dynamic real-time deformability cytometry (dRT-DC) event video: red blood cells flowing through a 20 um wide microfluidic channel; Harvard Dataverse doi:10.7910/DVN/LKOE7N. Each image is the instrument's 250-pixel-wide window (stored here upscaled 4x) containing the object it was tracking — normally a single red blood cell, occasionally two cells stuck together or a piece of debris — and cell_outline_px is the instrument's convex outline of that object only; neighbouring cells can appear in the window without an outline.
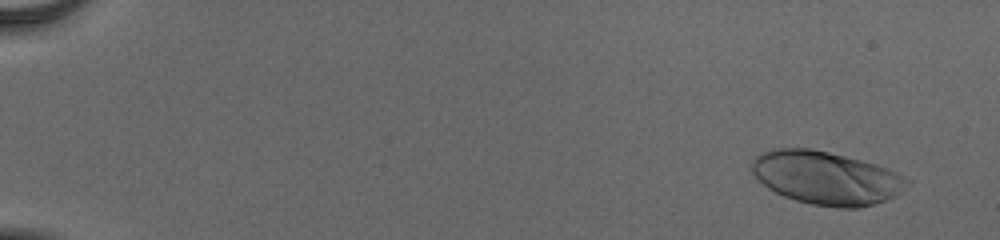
{"species": "human", "species_latin": "Homo sapiens", "temperature_condition": "cold", "stored_images_in_passage": 55, "camera_frame_rate_fps": 3000, "um_per_image_px": 0.085, "donor": {"sex": "male"}, "frame": {"image": 1, "passage_image": 4, "time_ms": 1.0, "image_size_px": [1000, 240], "cell_outline_px": [[912, 184], [896, 196], [888, 200], [860, 208], [840, 208], [812, 204], [796, 200], [784, 196], [768, 188], [752, 172], [752, 160], [760, 152], [772, 148], [812, 148], [876, 164], [896, 172], [912, 180]], "centroid_in_image_um": [70.28, 15.12], "position_along_channel_um": 14.7, "area_um2": 48.38}}
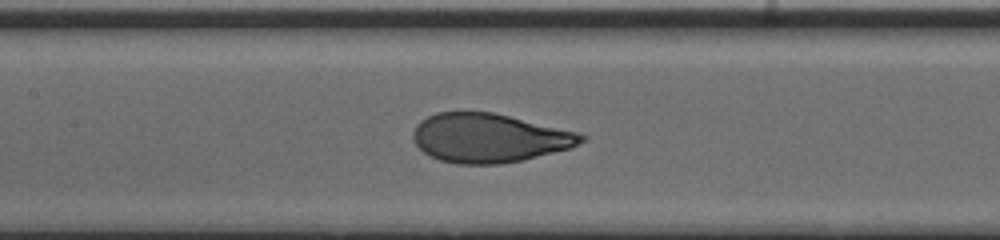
{"frame": {"image": 2, "passage_image": 29, "time_ms": 9.333, "image_size_px": [1000, 240], "cell_outline_px": [[588, 136], [584, 140], [572, 148], [524, 160], [500, 164], [460, 164], [440, 160], [428, 156], [412, 140], [412, 132], [416, 124], [420, 120], [436, 112], [492, 112], [576, 132]], "centroid_in_image_um": [41.55, 11.74], "position_along_channel_um": 165.9, "area_um2": 47.97}}
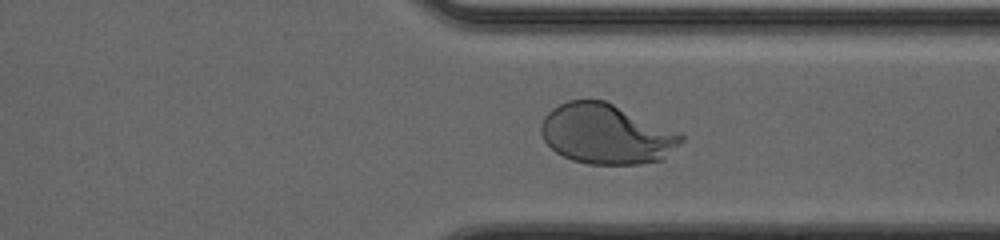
{"frame": {"image": 3, "passage_image": 44, "time_ms": 14.333, "image_size_px": [1000, 240], "cell_outline_px": [[684, 140], [660, 160], [640, 164], [588, 164], [572, 160], [556, 152], [544, 140], [540, 132], [540, 124], [544, 116], [552, 108], [568, 100], [604, 100], [680, 132], [684, 136]], "centroid_in_image_um": [51.52, 11.39], "position_along_channel_um": 359.9, "area_um2": 48.84}, "authors_computed_cell_mechanics": {"area_um2": 48.3786, "velocity_mm_per_s": 3.869, "shape_relaxation_time_tau1_ms": 3.7118, "shape_relaxation_time_tau2_ms": null, "deformation_change_tau1": 0.2079, "deformation_change_tau2": null}}